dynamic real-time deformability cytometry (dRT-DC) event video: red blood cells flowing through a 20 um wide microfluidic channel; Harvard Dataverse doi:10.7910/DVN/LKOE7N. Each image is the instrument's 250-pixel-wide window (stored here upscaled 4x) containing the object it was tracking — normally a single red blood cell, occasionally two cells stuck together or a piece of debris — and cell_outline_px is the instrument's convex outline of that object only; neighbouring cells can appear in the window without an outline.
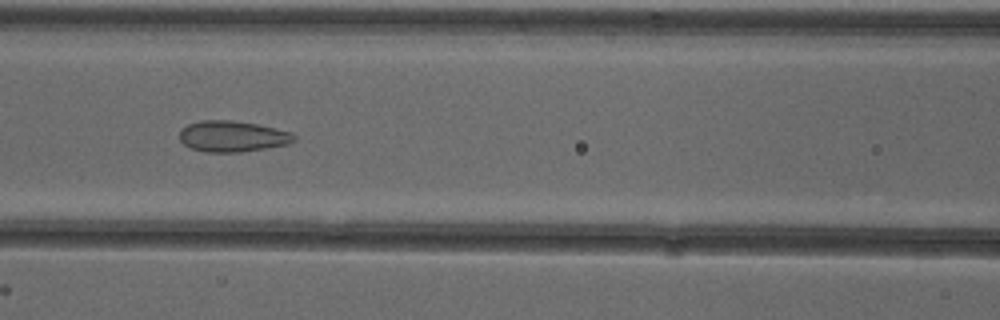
{"species": "common noctule bat (a hibernating species)", "species_latin": "Nyctalus noctula", "temperature_condition": "cold", "stored_images_in_passage": 52, "camera_frame_rate_fps": 3000, "um_per_image_px": 0.085, "animal": {"sex": "female"}, "frame": {"image": 1, "passage_image": 23, "time_ms": 7.333, "image_size_px": [1000, 320], "cell_outline_px": [[296, 140], [288, 144], [240, 152], [204, 152], [192, 148], [184, 144], [180, 140], [180, 128], [188, 124], [200, 120], [232, 120], [256, 124], [292, 132], [296, 136]], "centroid_in_image_um": [19.75, 11.58], "position_along_channel_um": 146.9, "area_um2": 20.69}}
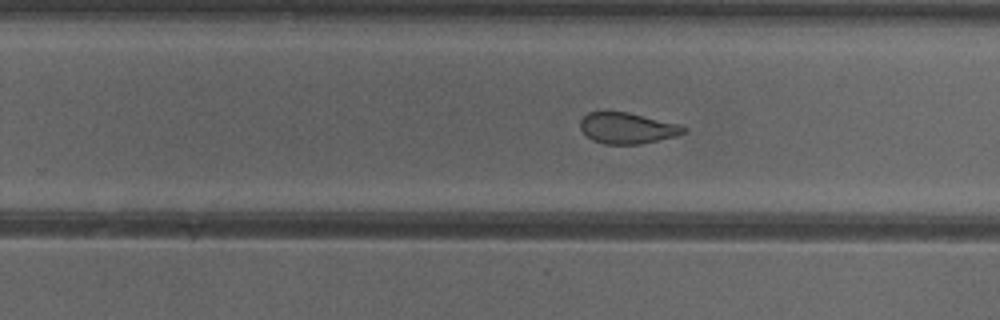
{"frame": {"image": 2, "passage_image": 33, "time_ms": 10.667, "image_size_px": [1000, 320], "cell_outline_px": [[688, 132], [676, 136], [640, 144], [604, 144], [592, 140], [580, 128], [580, 120], [588, 112], [628, 112], [680, 124], [688, 128]], "centroid_in_image_um": [53.36, 10.89], "position_along_channel_um": 276.4, "area_um2": 18.73}}
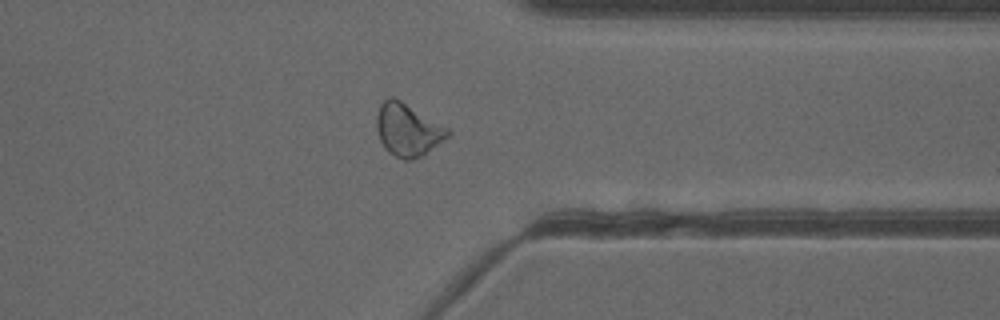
{"frame": {"image": 3, "passage_image": 41, "time_ms": 13.333, "image_size_px": [1000, 320], "cell_outline_px": [[452, 132], [448, 136], [420, 156], [412, 160], [404, 160], [388, 152], [384, 148], [380, 140], [376, 128], [376, 116], [380, 104], [388, 96], [392, 96], [400, 100], [448, 128]], "centroid_in_image_um": [34.61, 11.02], "position_along_channel_um": 376.8, "area_um2": 21.5}, "authors_computed_cell_mechanics": {"area_um2": 22.2241, "velocity_mm_per_s": 3.9045, "shape_relaxation_time_tau1_ms": 10.3967, "shape_relaxation_time_tau2_ms": 1.4745, "deformation_change_tau1": 0.1558, "deformation_change_tau2": 0.0873}}